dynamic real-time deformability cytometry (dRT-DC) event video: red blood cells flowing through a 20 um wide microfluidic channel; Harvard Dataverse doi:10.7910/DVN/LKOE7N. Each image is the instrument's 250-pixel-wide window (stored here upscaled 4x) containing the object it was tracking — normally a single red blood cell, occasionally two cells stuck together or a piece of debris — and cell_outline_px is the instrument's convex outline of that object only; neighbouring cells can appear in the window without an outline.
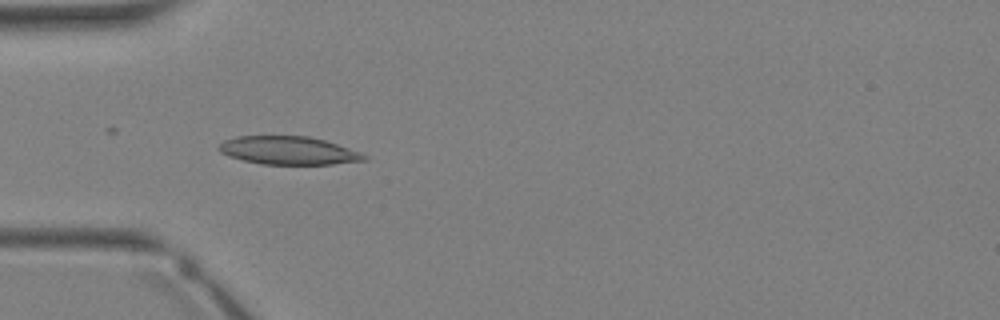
{"species": "Egyptian fruit bat (a non-hibernating species)", "species_latin": "Rousettus aegyptiacus", "temperature_condition": "warm", "stored_images_in_passage": 10, "camera_frame_rate_fps": 3000, "um_per_image_px": 0.085, "animal": {"sex": "female"}, "frame": {"image": 1, "passage_image": 3, "time_ms": 0.667, "image_size_px": [1000, 320], "cell_outline_px": [[368, 160], [332, 164], [260, 164], [228, 156], [220, 152], [216, 148], [224, 140], [236, 136], [308, 136], [324, 140], [360, 152], [368, 156]], "centroid_in_image_um": [24.5, 12.79], "position_along_channel_um": 60.5, "area_um2": 23.81}}
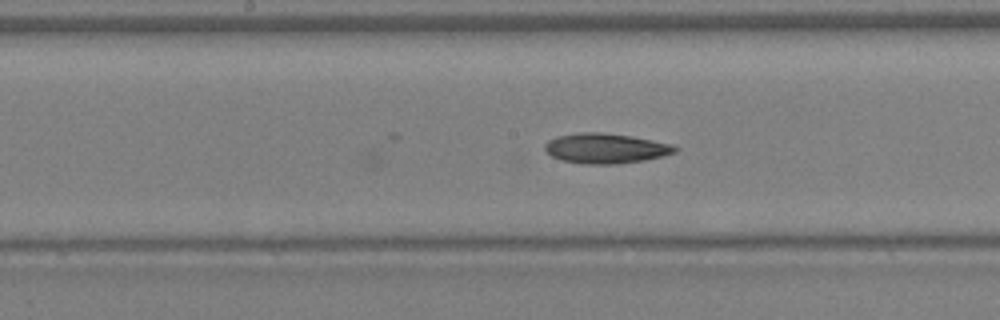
{"frame": {"image": 2, "passage_image": 10, "time_ms": 3.0, "image_size_px": [1000, 320], "cell_outline_px": [[680, 148], [676, 152], [664, 156], [644, 160], [616, 164], [584, 164], [564, 160], [552, 156], [544, 148], [544, 144], [548, 140], [556, 136], [576, 132], [600, 132], [632, 136], [672, 144]], "centroid_in_image_um": [51.5, 12.6], "position_along_channel_um": 196.7, "area_um2": 22.89}}